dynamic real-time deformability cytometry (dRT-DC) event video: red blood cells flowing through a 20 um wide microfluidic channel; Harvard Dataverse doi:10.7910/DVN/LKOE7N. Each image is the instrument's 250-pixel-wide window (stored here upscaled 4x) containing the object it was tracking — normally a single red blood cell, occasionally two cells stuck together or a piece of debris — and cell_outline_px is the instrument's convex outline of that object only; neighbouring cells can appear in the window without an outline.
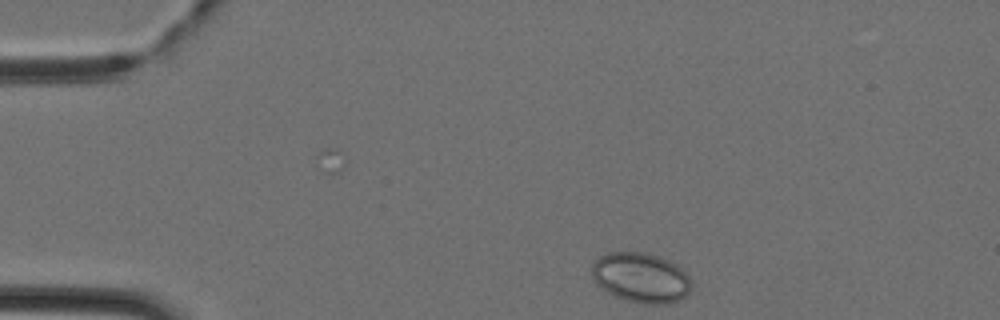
{"species": "Egyptian fruit bat (a non-hibernating species)", "species_latin": "Rousettus aegyptiacus", "temperature_condition": "cold", "stored_images_in_passage": 38, "camera_frame_rate_fps": 3000, "um_per_image_px": 0.085, "animal": {"sex": "female"}, "frame": {"image": 1, "passage_image": 1, "time_ms": 0.0, "image_size_px": [1000, 320], "cell_outline_px": [[692, 288], [680, 300], [668, 304], [644, 304], [628, 300], [616, 296], [600, 288], [596, 284], [592, 276], [592, 260], [608, 252], [648, 252], [660, 256], [676, 264], [692, 280]], "centroid_in_image_um": [54.47, 23.59], "position_along_channel_um": 30.5, "area_um2": 29.3}}
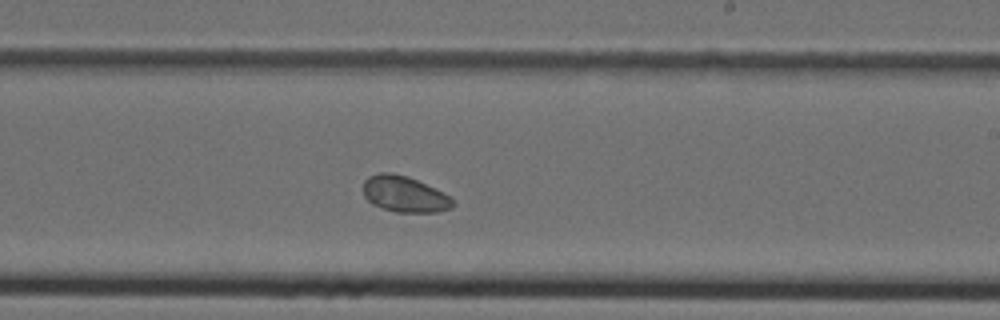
{"frame": {"image": 2, "passage_image": 20, "time_ms": 6.333, "image_size_px": [1000, 320], "cell_outline_px": [[456, 204], [452, 208], [436, 212], [396, 212], [372, 204], [364, 196], [364, 180], [368, 176], [380, 172], [392, 172], [408, 176], [444, 192]], "centroid_in_image_um": [34.38, 16.49], "position_along_channel_um": 254.6, "area_um2": 18.84}}
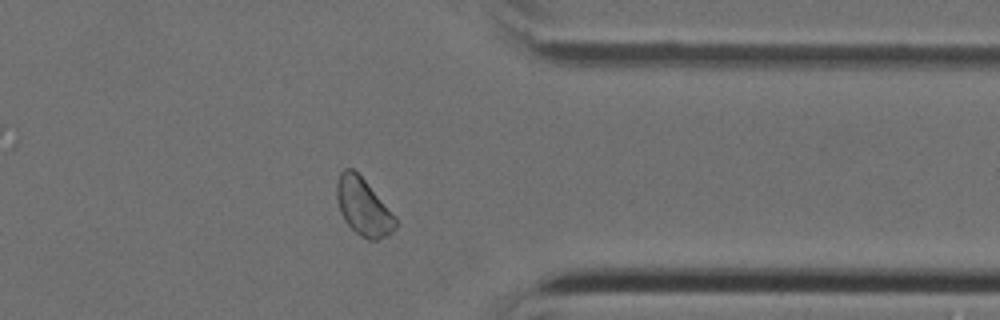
{"frame": {"image": 3, "passage_image": 29, "time_ms": 9.333, "image_size_px": [1000, 320], "cell_outline_px": [[396, 228], [388, 236], [376, 240], [368, 240], [360, 236], [344, 220], [340, 212], [336, 200], [336, 180], [340, 172], [344, 168], [352, 168], [364, 180], [396, 216]], "centroid_in_image_um": [30.86, 17.6], "position_along_channel_um": 380.5, "area_um2": 19.65}}